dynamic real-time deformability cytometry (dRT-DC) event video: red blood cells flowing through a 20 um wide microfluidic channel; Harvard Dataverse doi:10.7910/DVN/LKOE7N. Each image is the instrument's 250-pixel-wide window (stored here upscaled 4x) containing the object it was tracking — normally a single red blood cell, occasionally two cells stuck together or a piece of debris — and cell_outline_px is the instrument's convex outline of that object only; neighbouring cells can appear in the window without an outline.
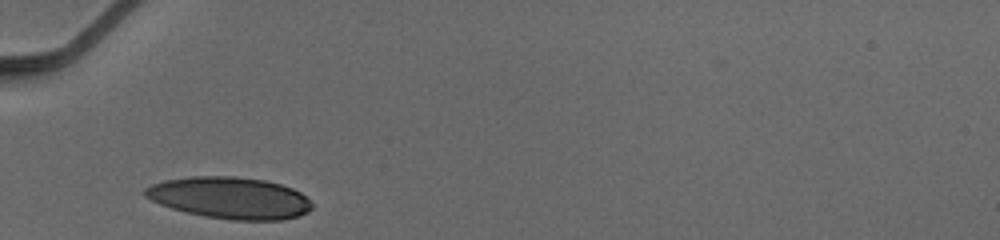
{"species": "human", "species_latin": "Homo sapiens", "temperature_condition": "cold", "stored_images_in_passage": 4, "camera_frame_rate_fps": 3000, "um_per_image_px": 0.085, "donor": {"sex": "male"}, "frame": {"image": 1, "passage_image": 1, "time_ms": 0.0, "image_size_px": [1000, 240], "cell_outline_px": [[312, 208], [308, 212], [300, 216], [284, 220], [232, 220], [204, 216], [120, 200], [112, 192], [112, 184], [192, 176], [236, 176], [264, 180], [280, 184], [292, 188], [300, 192], [312, 204]], "centroid_in_image_um": [18.53, 16.77], "position_along_channel_um": 66.5, "area_um2": 46.64}}